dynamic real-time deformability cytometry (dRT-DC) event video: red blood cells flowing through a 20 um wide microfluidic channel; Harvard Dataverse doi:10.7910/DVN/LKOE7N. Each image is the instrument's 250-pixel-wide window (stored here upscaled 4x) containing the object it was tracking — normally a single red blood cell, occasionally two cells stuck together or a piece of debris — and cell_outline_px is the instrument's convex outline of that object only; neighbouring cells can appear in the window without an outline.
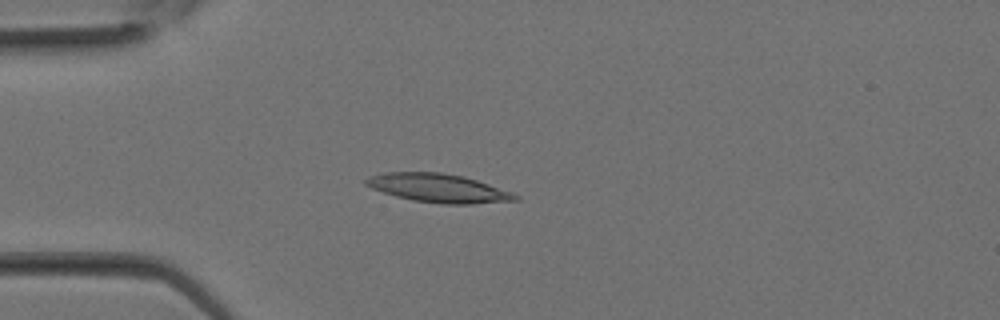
{"species": "Egyptian fruit bat (a non-hibernating species)", "species_latin": "Rousettus aegyptiacus", "temperature_condition": "room temperature", "stored_images_in_passage": 13, "camera_frame_rate_fps": 3000, "um_per_image_px": 0.085, "animal": {"sex": "female"}, "frame": {"image": 1, "passage_image": 8, "time_ms": 2.333, "image_size_px": [1000, 320], "cell_outline_px": [[520, 200], [472, 204], [444, 204], [412, 200], [396, 196], [372, 188], [364, 184], [364, 180], [368, 176], [384, 172], [440, 172], [464, 176], [512, 192], [520, 196]], "centroid_in_image_um": [37.26, 15.98], "position_along_channel_um": 47.7, "area_um2": 24.91}}
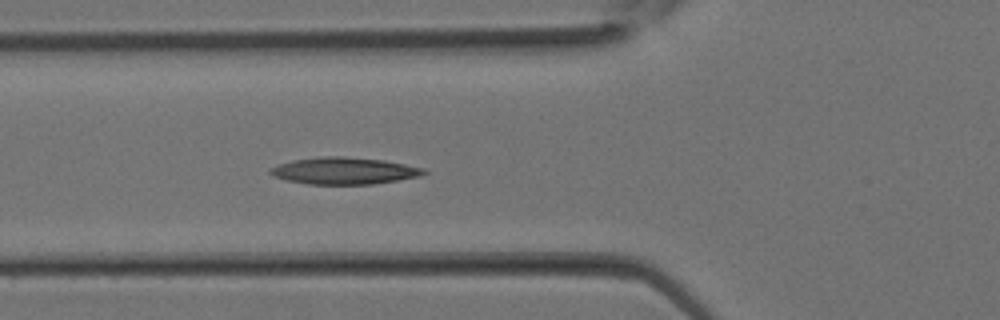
{"frame": {"image": 2, "passage_image": 11, "time_ms": 3.333, "image_size_px": [1000, 320], "cell_outline_px": [[428, 172], [420, 176], [372, 184], [308, 184], [288, 180], [272, 176], [268, 172], [268, 168], [292, 160], [324, 156], [344, 156], [384, 160], [424, 168]], "centroid_in_image_um": [29.23, 14.51], "position_along_channel_um": 96.6, "area_um2": 23.99}}
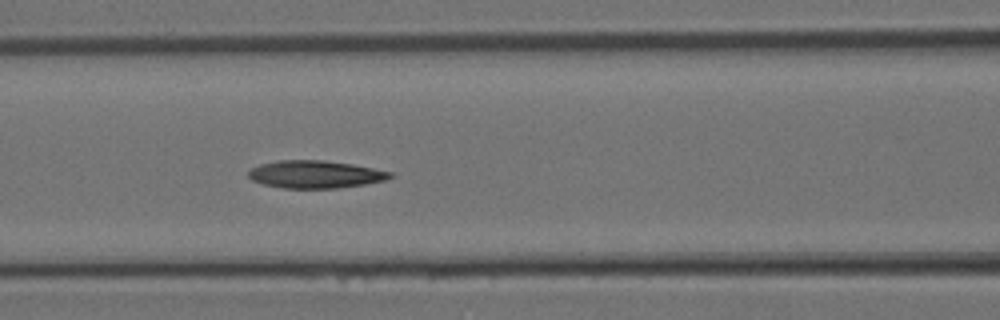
{"frame": {"image": 3, "passage_image": 13, "time_ms": 4.0, "image_size_px": [1000, 320], "cell_outline_px": [[396, 176], [384, 180], [364, 184], [336, 188], [284, 188], [264, 184], [252, 180], [248, 176], [248, 172], [252, 168], [260, 164], [280, 160], [320, 160], [352, 164], [392, 172]], "centroid_in_image_um": [26.8, 14.82], "position_along_channel_um": 139.8, "area_um2": 22.6}}